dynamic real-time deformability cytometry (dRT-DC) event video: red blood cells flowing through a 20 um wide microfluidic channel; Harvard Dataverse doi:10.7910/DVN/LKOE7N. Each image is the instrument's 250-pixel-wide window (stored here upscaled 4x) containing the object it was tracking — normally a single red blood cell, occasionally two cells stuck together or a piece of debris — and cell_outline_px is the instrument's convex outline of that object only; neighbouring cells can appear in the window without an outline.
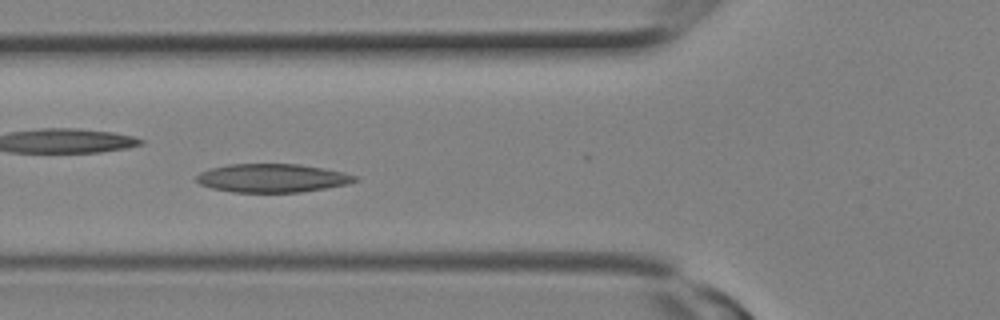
{"species": "Egyptian fruit bat (a non-hibernating species)", "species_latin": "Rousettus aegyptiacus", "temperature_condition": "room temperature", "stored_images_in_passage": 22, "camera_frame_rate_fps": 3000, "um_per_image_px": 0.085, "animal": {"sex": "female"}, "frame": {"image": 1, "passage_image": 7, "time_ms": 2.0, "image_size_px": [1000, 320], "cell_outline_px": [[360, 180], [348, 184], [300, 192], [232, 192], [212, 188], [200, 184], [196, 180], [196, 176], [200, 172], [212, 168], [228, 164], [300, 164], [344, 172], [356, 176]], "centroid_in_image_um": [23.15, 15.13], "position_along_channel_um": 102.7, "area_um2": 26.24}}
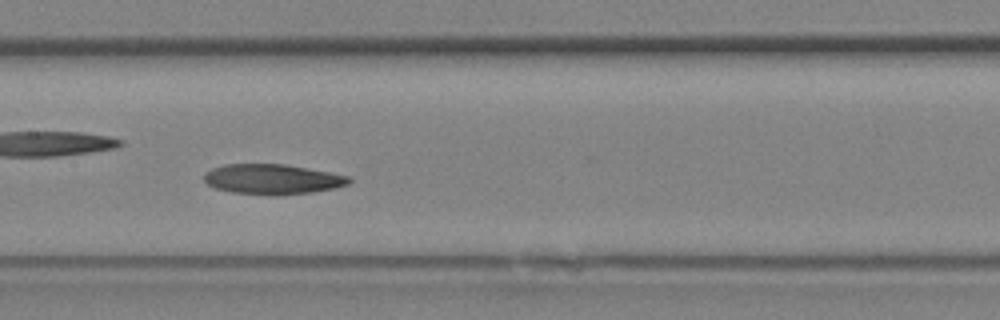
{"frame": {"image": 2, "passage_image": 10, "time_ms": 3.0, "image_size_px": [1000, 320], "cell_outline_px": [[352, 180], [348, 184], [332, 188], [312, 192], [276, 196], [232, 192], [216, 188], [208, 184], [204, 180], [204, 172], [212, 168], [224, 164], [284, 164], [308, 168], [352, 176]], "centroid_in_image_um": [23.16, 15.23], "position_along_channel_um": 184.2, "area_um2": 25.55}}